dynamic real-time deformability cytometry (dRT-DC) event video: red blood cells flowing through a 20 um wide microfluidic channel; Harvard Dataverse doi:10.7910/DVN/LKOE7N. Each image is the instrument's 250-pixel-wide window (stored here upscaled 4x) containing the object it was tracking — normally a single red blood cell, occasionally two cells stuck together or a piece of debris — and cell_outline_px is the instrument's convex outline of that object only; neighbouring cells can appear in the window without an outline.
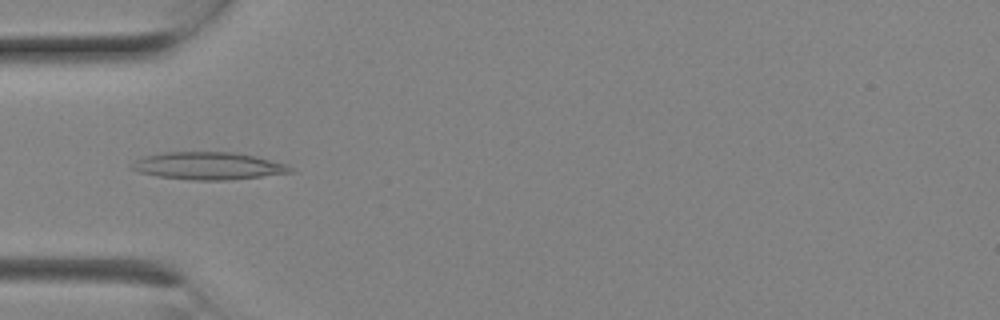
{"species": "Egyptian fruit bat (a non-hibernating species)", "species_latin": "Rousettus aegyptiacus", "temperature_condition": "room temperature", "stored_images_in_passage": 6, "camera_frame_rate_fps": 3000, "um_per_image_px": 0.085, "animal": {"sex": "female"}, "frame": {"image": 1, "passage_image": 5, "time_ms": 1.333, "image_size_px": [1000, 320], "cell_outline_px": [[296, 172], [228, 180], [192, 180], [156, 176], [140, 172], [132, 168], [128, 164], [144, 156], [164, 152], [232, 152], [256, 156], [288, 164]], "centroid_in_image_um": [17.72, 14.1], "position_along_channel_um": 67.3, "area_um2": 25.49}}
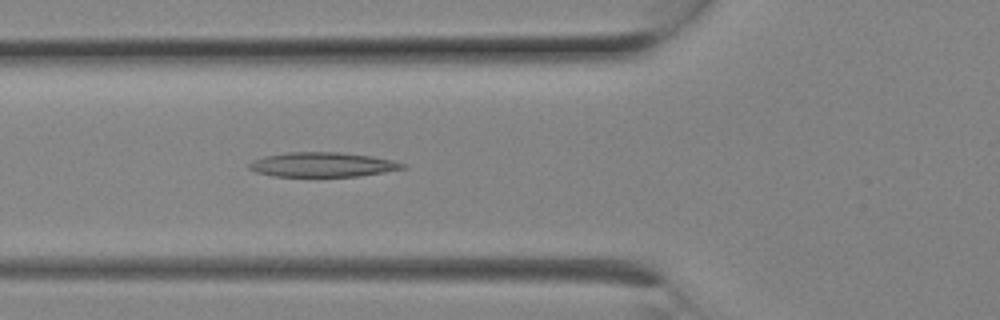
{"frame": {"image": 2, "passage_image": 6, "time_ms": 1.667, "image_size_px": [1000, 320], "cell_outline_px": [[408, 168], [360, 176], [272, 176], [256, 172], [248, 168], [248, 164], [252, 160], [264, 156], [284, 152], [336, 152], [372, 156], [392, 160], [408, 164]], "centroid_in_image_um": [27.42, 13.99], "position_along_channel_um": 98.4, "area_um2": 22.14}}